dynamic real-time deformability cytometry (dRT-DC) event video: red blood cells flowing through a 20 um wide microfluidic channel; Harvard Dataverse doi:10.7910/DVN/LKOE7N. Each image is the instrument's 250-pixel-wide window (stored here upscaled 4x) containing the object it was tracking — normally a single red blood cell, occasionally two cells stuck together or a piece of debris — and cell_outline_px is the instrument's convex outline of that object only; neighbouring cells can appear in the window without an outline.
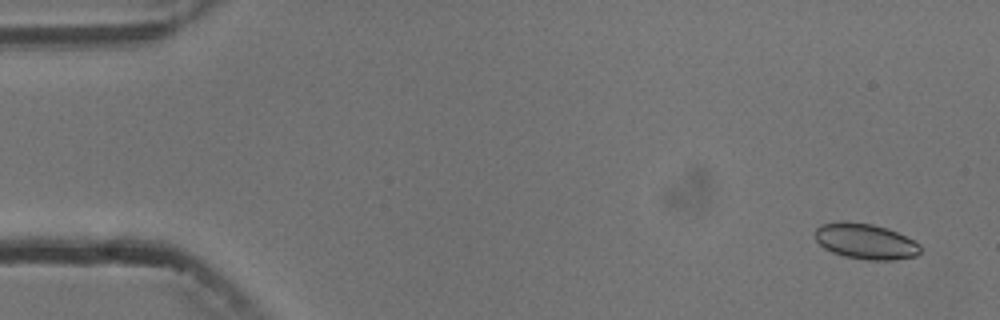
{"species": "common noctule bat (a hibernating species)", "species_latin": "Nyctalus noctula", "temperature_condition": "cold", "stored_images_in_passage": 7, "camera_frame_rate_fps": 3000, "um_per_image_px": 0.085, "animal": {"sex": "male", "body_mass_g": 13.3}, "frame": {"image": 1, "passage_image": 1, "time_ms": 0.0, "image_size_px": [1000, 320], "cell_outline_px": [[920, 252], [916, 256], [896, 260], [868, 260], [844, 256], [832, 252], [824, 248], [816, 240], [816, 228], [820, 224], [840, 220], [844, 220], [872, 224], [888, 228], [920, 244]], "centroid_in_image_um": [73.55, 20.5], "position_along_channel_um": 11.5, "area_um2": 21.96}}
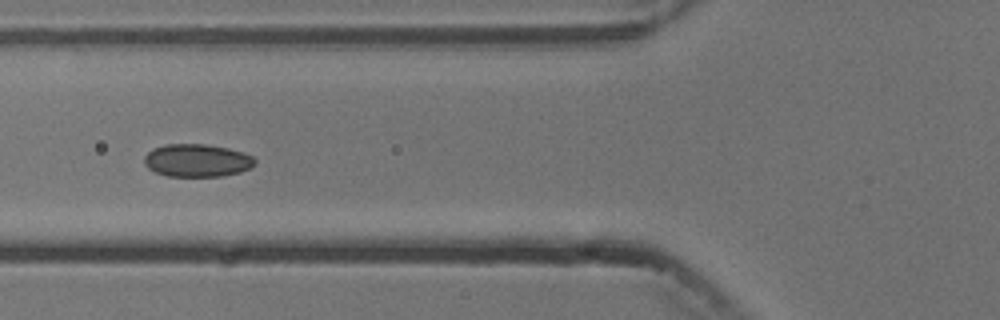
{"frame": {"image": 2, "passage_image": 6, "time_ms": 6.0, "image_size_px": [1000, 320], "cell_outline_px": [[256, 164], [240, 172], [220, 176], [168, 176], [156, 172], [148, 168], [144, 164], [144, 156], [152, 148], [164, 144], [204, 144], [228, 148], [244, 152], [252, 156], [256, 160]], "centroid_in_image_um": [16.73, 13.63], "position_along_channel_um": 109.1, "area_um2": 21.21}}
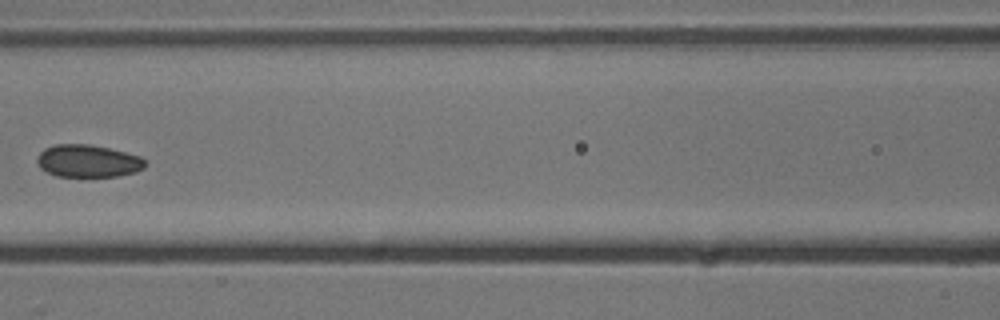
{"frame": {"image": 3, "passage_image": 7, "time_ms": 7.333, "image_size_px": [1000, 320], "cell_outline_px": [[148, 164], [144, 168], [136, 172], [116, 176], [56, 176], [40, 168], [36, 160], [40, 152], [44, 148], [56, 144], [88, 144], [108, 148], [140, 156]], "centroid_in_image_um": [7.47, 13.68], "position_along_channel_um": 159.1, "area_um2": 20.4}}